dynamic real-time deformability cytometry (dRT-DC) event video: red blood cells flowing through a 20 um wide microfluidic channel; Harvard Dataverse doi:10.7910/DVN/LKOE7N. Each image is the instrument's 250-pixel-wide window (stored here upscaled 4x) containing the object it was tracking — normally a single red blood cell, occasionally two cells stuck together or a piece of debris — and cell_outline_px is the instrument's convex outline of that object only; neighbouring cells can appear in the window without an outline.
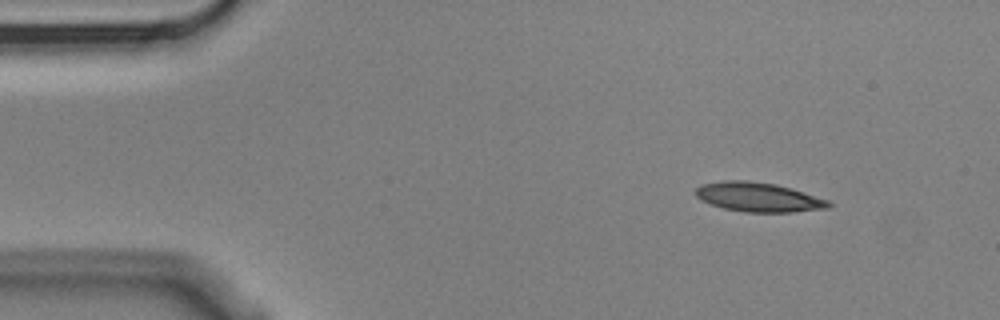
{"species": "Egyptian fruit bat (a non-hibernating species)", "species_latin": "Rousettus aegyptiacus", "temperature_condition": "cold", "stored_images_in_passage": 3, "camera_frame_rate_fps": 3000, "um_per_image_px": 0.085, "animal": {"sex": "male"}, "frame": {"image": 1, "passage_image": 1, "time_ms": 0.0, "image_size_px": [1000, 320], "cell_outline_px": [[832, 204], [828, 208], [792, 212], [744, 212], [724, 208], [700, 200], [696, 196], [696, 188], [704, 184], [724, 180], [744, 180], [776, 184], [792, 188], [828, 200]], "centroid_in_image_um": [64.48, 16.75], "position_along_channel_um": 20.5, "area_um2": 22.6}}
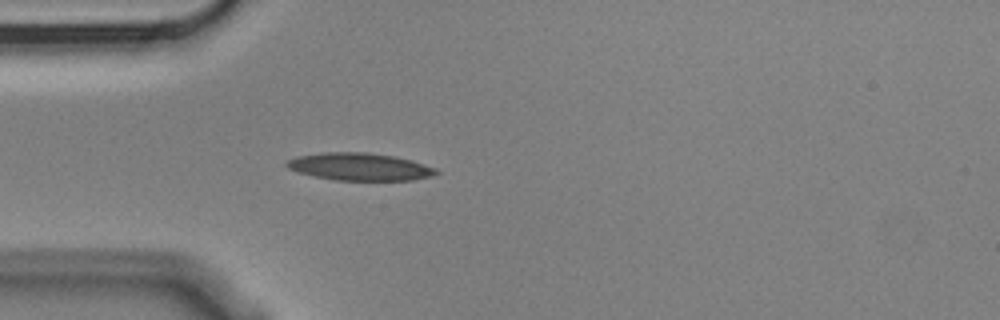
{"frame": {"image": 2, "passage_image": 3, "time_ms": 0.667, "image_size_px": [1000, 320], "cell_outline_px": [[440, 172], [432, 176], [412, 180], [336, 180], [296, 172], [288, 168], [284, 164], [288, 160], [296, 156], [324, 152], [368, 152], [392, 156], [412, 160], [436, 168]], "centroid_in_image_um": [30.57, 14.17], "position_along_channel_um": 54.4, "area_um2": 23.93}}